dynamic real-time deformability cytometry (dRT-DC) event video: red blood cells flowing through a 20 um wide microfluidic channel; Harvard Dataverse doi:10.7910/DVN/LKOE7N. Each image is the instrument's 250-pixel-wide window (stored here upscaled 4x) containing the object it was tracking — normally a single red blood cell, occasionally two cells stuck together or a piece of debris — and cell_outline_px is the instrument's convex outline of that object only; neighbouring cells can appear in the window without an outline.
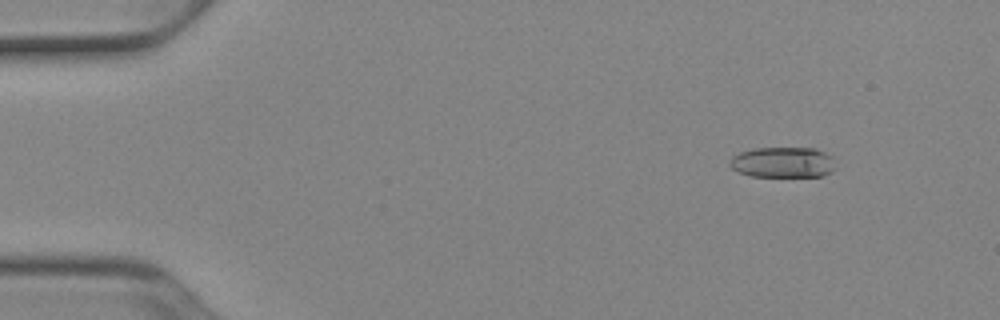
{"species": "Egyptian fruit bat (a non-hibernating species)", "species_latin": "Rousettus aegyptiacus", "temperature_condition": "cold", "stored_images_in_passage": 52, "camera_frame_rate_fps": 3000, "um_per_image_px": 0.085, "animal": {"sex": "female"}, "frame": {"image": 1, "passage_image": 6, "time_ms": 1.667, "image_size_px": [1000, 320], "cell_outline_px": [[832, 172], [824, 176], [752, 176], [736, 172], [728, 164], [728, 160], [732, 156], [740, 152], [756, 148], [816, 148], [832, 156]], "centroid_in_image_um": [66.49, 13.8], "position_along_channel_um": 18.5, "area_um2": 18.9}}
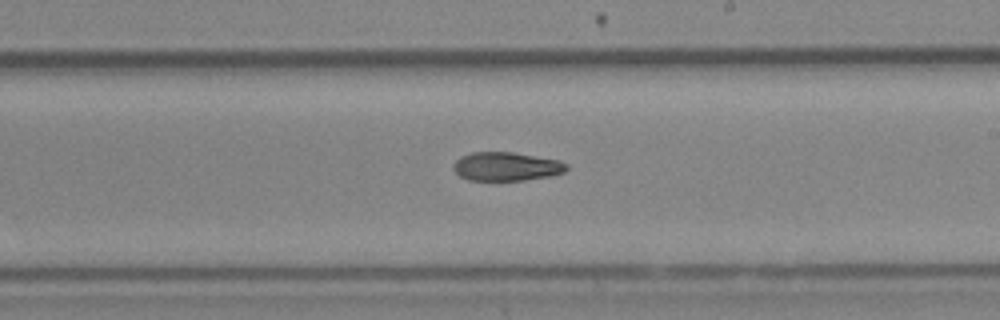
{"frame": {"image": 2, "passage_image": 31, "time_ms": 10.0, "image_size_px": [1000, 320], "cell_outline_px": [[568, 168], [564, 172], [548, 176], [524, 180], [468, 180], [460, 176], [452, 168], [452, 164], [460, 156], [472, 152], [512, 152], [560, 160], [568, 164]], "centroid_in_image_um": [43.02, 14.14], "position_along_channel_um": 246.0, "area_um2": 18.96}}
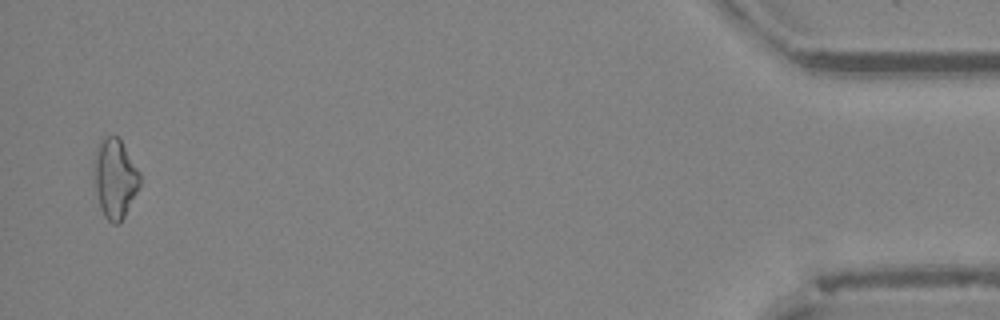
{"frame": {"image": 3, "passage_image": 51, "time_ms": 16.667, "image_size_px": [1000, 320], "cell_outline_px": [[140, 184], [120, 224], [112, 224], [104, 216], [100, 208], [92, 172], [92, 160], [96, 148], [104, 136], [116, 136], [120, 140], [140, 172]], "centroid_in_image_um": [9.73, 15.16], "position_along_channel_um": 425.5, "area_um2": 21.27}, "authors_computed_cell_mechanics": {"area_um2": 19.8832, "velocity_mm_per_s": 3.9304, "shape_relaxation_time_tau1_ms": 10.9186, "shape_relaxation_time_tau2_ms": 7.9679, "deformation_change_tau1": 0.2178, "deformation_change_tau2": 0.1712}}